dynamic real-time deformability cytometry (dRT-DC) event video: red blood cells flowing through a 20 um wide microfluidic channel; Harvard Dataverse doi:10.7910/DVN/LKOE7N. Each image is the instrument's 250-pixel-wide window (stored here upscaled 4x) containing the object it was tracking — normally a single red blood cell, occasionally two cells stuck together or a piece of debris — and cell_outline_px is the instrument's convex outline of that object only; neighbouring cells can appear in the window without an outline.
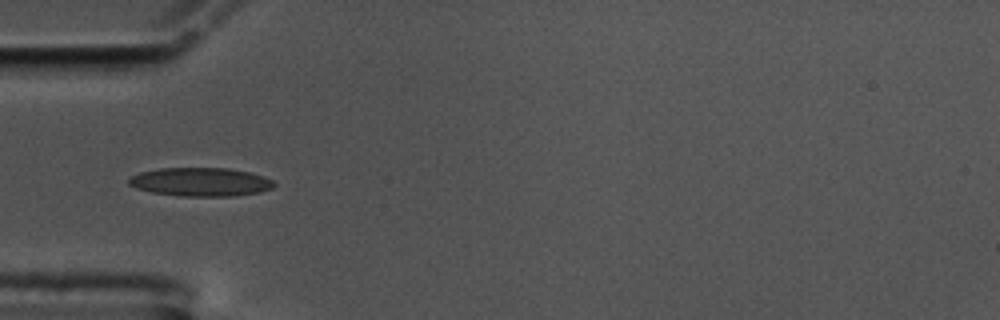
{"species": "common noctule bat (a hibernating species)", "species_latin": "Nyctalus noctula", "temperature_condition": "cold", "stored_images_in_passage": 13, "camera_frame_rate_fps": 3000, "um_per_image_px": 0.085, "animal": {"sex": "male", "body_mass_g": 17.5, "forearm_length_mm": 52.3}, "frame": {"image": 1, "passage_image": 6, "time_ms": 1.667, "image_size_px": [1000, 320], "cell_outline_px": [[276, 184], [272, 188], [260, 192], [232, 196], [180, 196], [152, 192], [136, 188], [128, 184], [128, 180], [132, 176], [140, 172], [160, 168], [228, 168], [248, 172], [264, 176], [272, 180]], "centroid_in_image_um": [17.05, 15.46], "position_along_channel_um": 67.9, "area_um2": 24.16}}